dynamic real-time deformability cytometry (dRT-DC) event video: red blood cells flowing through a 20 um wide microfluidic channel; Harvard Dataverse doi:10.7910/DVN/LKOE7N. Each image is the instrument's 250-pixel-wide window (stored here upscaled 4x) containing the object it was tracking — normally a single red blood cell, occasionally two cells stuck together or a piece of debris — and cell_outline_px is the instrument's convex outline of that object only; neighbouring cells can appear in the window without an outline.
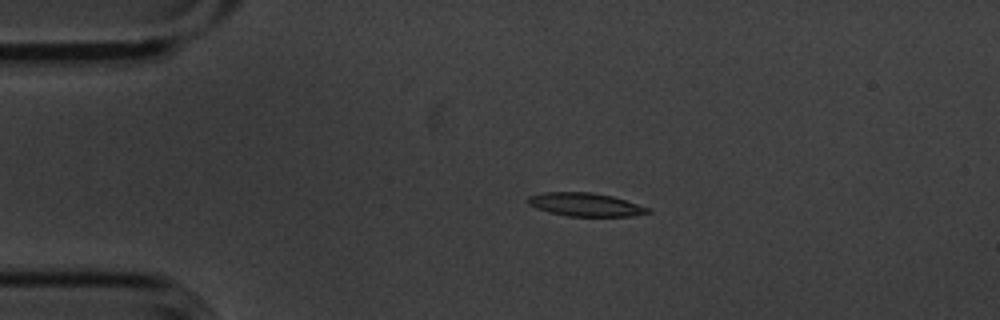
{"species": "common noctule bat (a hibernating species)", "species_latin": "Nyctalus noctula", "temperature_condition": "cold", "stored_images_in_passage": 9, "camera_frame_rate_fps": 3000, "um_per_image_px": 0.085, "animal": {"sex": "male", "body_mass_g": 20.1, "forearm_length_mm": 53.5}, "frame": {"image": 1, "passage_image": 4, "time_ms": 1.0, "image_size_px": [1000, 320], "cell_outline_px": [[652, 212], [632, 216], [568, 216], [548, 212], [536, 208], [528, 204], [528, 196], [544, 192], [592, 192], [612, 196], [652, 208]], "centroid_in_image_um": [49.78, 17.39], "position_along_channel_um": 35.2, "area_um2": 16.42}}
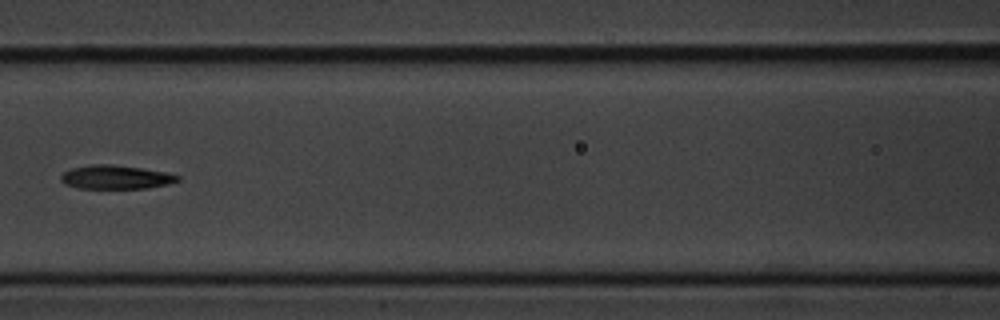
{"frame": {"image": 2, "passage_image": 7, "time_ms": 2.0, "image_size_px": [1000, 320], "cell_outline_px": [[180, 180], [168, 184], [148, 188], [76, 188], [64, 184], [60, 180], [60, 176], [64, 172], [72, 168], [88, 164], [112, 164], [140, 168], [164, 172], [180, 176]], "centroid_in_image_um": [9.8, 15.05], "position_along_channel_um": 156.8, "area_um2": 16.18}}
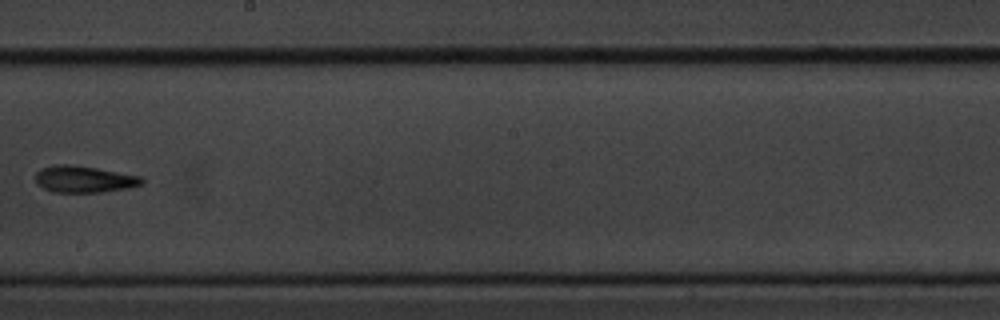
{"frame": {"image": 3, "passage_image": 9, "time_ms": 2.667, "image_size_px": [1000, 320], "cell_outline_px": [[144, 184], [128, 188], [104, 192], [52, 192], [36, 184], [36, 172], [40, 168], [56, 164], [72, 164], [96, 168], [140, 176], [144, 180]], "centroid_in_image_um": [7.13, 15.23], "position_along_channel_um": 241.1, "area_um2": 16.65}}